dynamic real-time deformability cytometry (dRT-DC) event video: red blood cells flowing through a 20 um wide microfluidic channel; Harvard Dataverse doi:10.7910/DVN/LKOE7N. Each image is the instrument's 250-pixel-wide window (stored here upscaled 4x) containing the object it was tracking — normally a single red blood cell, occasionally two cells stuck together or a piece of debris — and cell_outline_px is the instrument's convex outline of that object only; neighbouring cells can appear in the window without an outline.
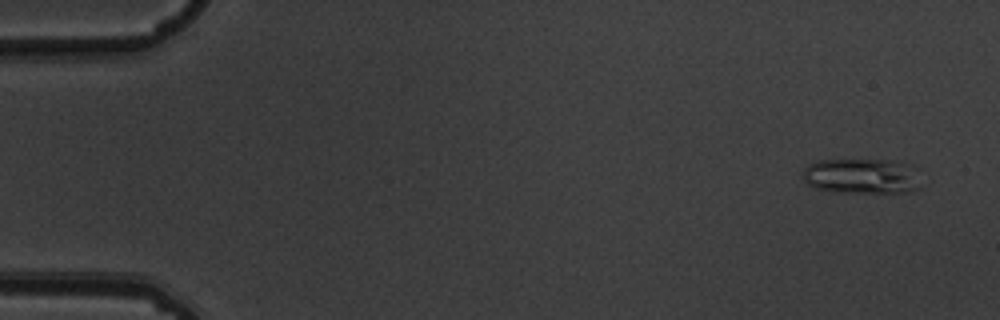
{"species": "common noctule bat (a hibernating species)", "species_latin": "Nyctalus noctula", "temperature_condition": "warm", "stored_images_in_passage": 5, "camera_frame_rate_fps": 3000, "um_per_image_px": 0.085, "animal": {"sex": "male", "body_mass_g": 19.5, "forearm_length_mm": 54.6}, "frame": {"image": 1, "passage_image": 1, "time_ms": 0.0, "image_size_px": [1000, 320], "cell_outline_px": [[916, 188], [908, 192], [840, 192], [816, 188], [808, 184], [804, 180], [804, 168], [820, 160], [888, 160], [908, 164]], "centroid_in_image_um": [73.1, 14.97], "position_along_channel_um": 11.9, "area_um2": 23.12}}